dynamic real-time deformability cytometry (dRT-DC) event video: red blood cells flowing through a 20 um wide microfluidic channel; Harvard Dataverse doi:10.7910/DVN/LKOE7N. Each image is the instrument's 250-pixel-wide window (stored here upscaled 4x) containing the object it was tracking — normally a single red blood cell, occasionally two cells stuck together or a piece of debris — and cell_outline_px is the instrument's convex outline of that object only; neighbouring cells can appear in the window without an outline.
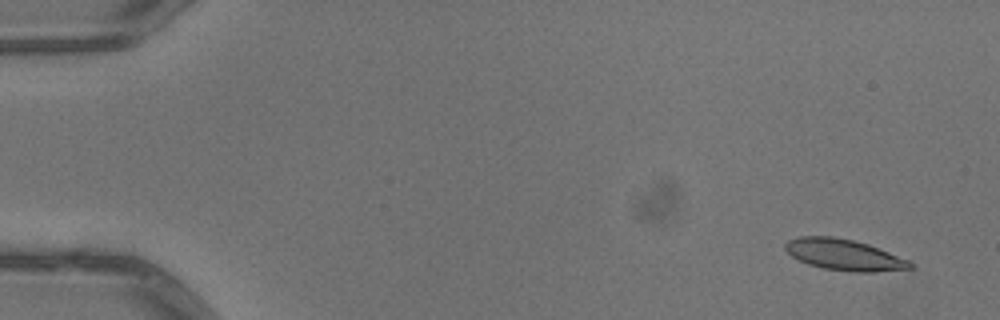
{"species": "common noctule bat (a hibernating species)", "species_latin": "Nyctalus noctula", "temperature_condition": "warm", "stored_images_in_passage": 4, "camera_frame_rate_fps": 3000, "um_per_image_px": 0.085, "animal": {"sex": "male", "body_mass_g": 13.3}, "frame": {"image": 1, "passage_image": 1, "time_ms": 0.0, "image_size_px": [1000, 320], "cell_outline_px": [[916, 268], [876, 272], [852, 272], [824, 268], [808, 264], [792, 256], [784, 248], [784, 244], [788, 240], [800, 236], [832, 236], [852, 240], [868, 244], [908, 260], [916, 264]], "centroid_in_image_um": [71.78, 21.66], "position_along_channel_um": 13.2, "area_um2": 22.66}}
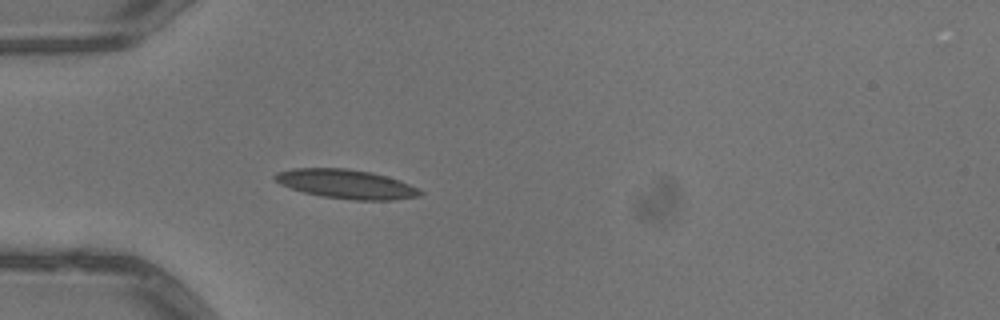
{"frame": {"image": 2, "passage_image": 4, "time_ms": 1.0, "image_size_px": [1000, 320], "cell_outline_px": [[424, 192], [420, 196], [392, 200], [352, 200], [320, 196], [304, 192], [280, 184], [272, 176], [276, 172], [292, 168], [348, 168], [372, 172], [400, 180]], "centroid_in_image_um": [29.41, 15.64], "position_along_channel_um": 55.6, "area_um2": 24.68}}